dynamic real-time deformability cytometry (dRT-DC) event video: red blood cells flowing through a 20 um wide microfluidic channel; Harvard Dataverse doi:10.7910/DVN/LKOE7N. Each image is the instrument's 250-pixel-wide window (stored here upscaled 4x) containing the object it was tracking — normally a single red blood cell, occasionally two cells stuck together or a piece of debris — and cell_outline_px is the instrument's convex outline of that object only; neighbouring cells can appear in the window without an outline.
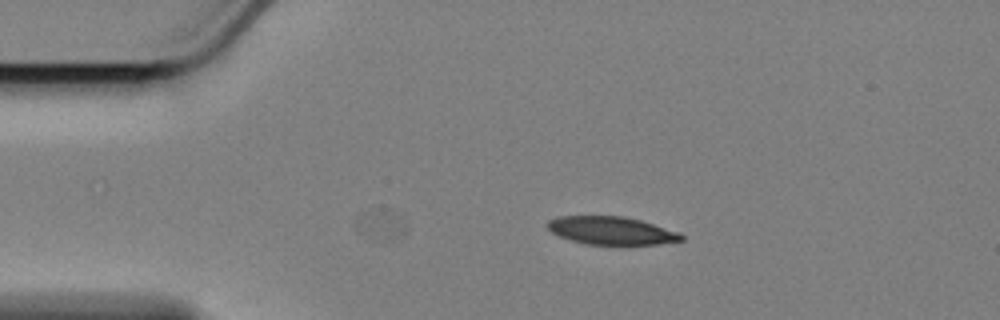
{"species": "Egyptian fruit bat (a non-hibernating species)", "species_latin": "Rousettus aegyptiacus", "temperature_condition": "cold", "stored_images_in_passage": 2, "camera_frame_rate_fps": 3000, "um_per_image_px": 0.085, "animal": {"sex": "female"}, "frame": {"image": 1, "passage_image": 2, "time_ms": 0.333, "image_size_px": [1000, 320], "cell_outline_px": [[684, 240], [656, 244], [588, 244], [572, 240], [560, 236], [552, 232], [548, 228], [548, 220], [560, 216], [624, 216], [640, 220], [680, 232], [684, 236]], "centroid_in_image_um": [51.99, 19.59], "position_along_channel_um": 33.0, "area_um2": 21.56}}